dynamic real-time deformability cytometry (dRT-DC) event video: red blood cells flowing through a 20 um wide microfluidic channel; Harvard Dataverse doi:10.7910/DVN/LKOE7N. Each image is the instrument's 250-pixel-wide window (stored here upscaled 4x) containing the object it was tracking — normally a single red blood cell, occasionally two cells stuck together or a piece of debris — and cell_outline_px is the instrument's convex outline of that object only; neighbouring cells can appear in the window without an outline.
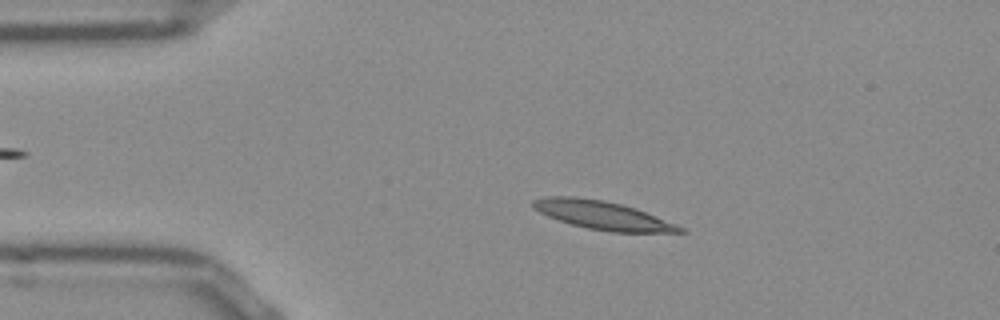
{"species": "Egyptian fruit bat (a non-hibernating species)", "species_latin": "Rousettus aegyptiacus", "temperature_condition": "room temperature", "stored_images_in_passage": 51, "camera_frame_rate_fps": 3000, "um_per_image_px": 0.085, "frame": {"image": 1, "passage_image": 9, "time_ms": 2.667, "image_size_px": [1000, 320], "cell_outline_px": [[688, 232], [612, 232], [588, 228], [572, 224], [548, 216], [532, 208], [532, 200], [544, 196], [572, 196], [604, 200], [636, 208], [676, 224], [684, 228]], "centroid_in_image_um": [51.2, 18.28], "position_along_channel_um": 33.8, "area_um2": 24.16}}
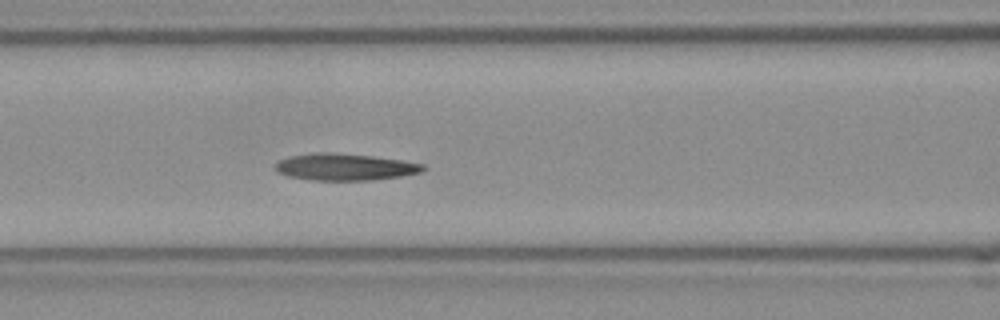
{"frame": {"image": 2, "passage_image": 20, "time_ms": 6.333, "image_size_px": [1000, 320], "cell_outline_px": [[428, 168], [420, 172], [400, 176], [372, 180], [308, 180], [288, 176], [276, 172], [276, 164], [280, 160], [288, 156], [316, 152], [332, 152], [372, 156], [400, 160], [424, 164]], "centroid_in_image_um": [29.29, 14.19], "position_along_channel_um": 137.3, "area_um2": 23.12}}
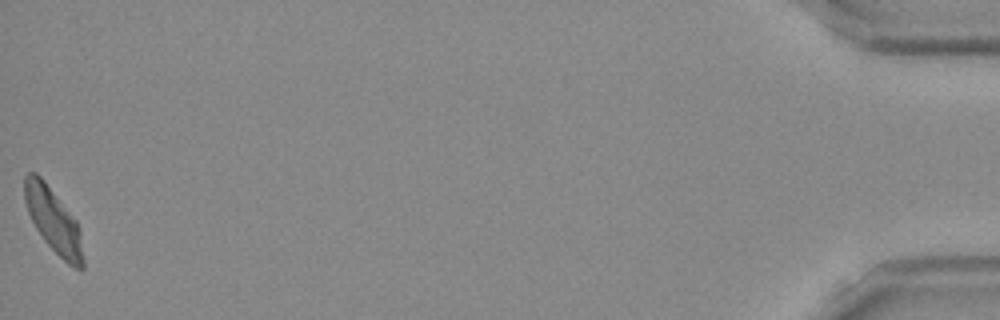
{"frame": {"image": 3, "passage_image": 51, "time_ms": 16.667, "image_size_px": [1000, 320], "cell_outline_px": [[84, 268], [80, 272], [72, 268], [44, 240], [36, 228], [28, 212], [24, 200], [24, 176], [28, 172], [36, 172], [44, 180], [76, 220], [80, 232], [84, 260]], "centroid_in_image_um": [4.55, 18.76], "position_along_channel_um": 430.7, "area_um2": 21.96}, "authors_computed_cell_mechanics": {"area_um2": 22.831, "velocity_mm_per_s": 3.8429, "shape_relaxation_time_tau1_ms": null, "shape_relaxation_time_tau2_ms": 5.5315, "deformation_change_tau1": null, "deformation_change_tau2": 0.124}}